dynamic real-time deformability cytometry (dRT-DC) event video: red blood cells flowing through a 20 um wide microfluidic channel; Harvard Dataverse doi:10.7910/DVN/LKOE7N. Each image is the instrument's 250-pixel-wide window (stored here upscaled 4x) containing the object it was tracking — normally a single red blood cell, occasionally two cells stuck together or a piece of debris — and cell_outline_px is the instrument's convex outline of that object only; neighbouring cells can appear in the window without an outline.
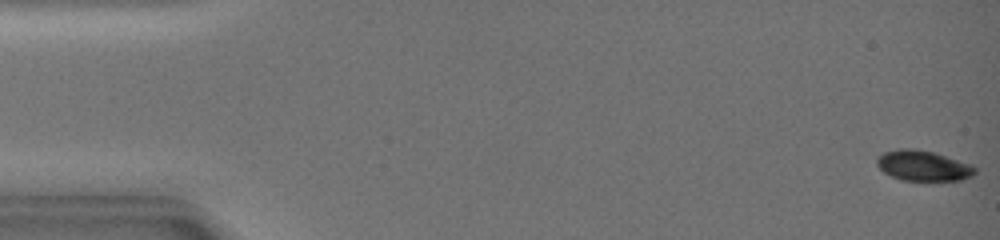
{"species": "common noctule bat (a hibernating species)", "species_latin": "Nyctalus noctula", "temperature_condition": "warm", "stored_images_in_passage": 45, "camera_frame_rate_fps": 3000, "um_per_image_px": 0.085, "animal": {"sex": "female", "body_mass_g": 19.0, "forearm_length_mm": 51.5}, "frame": {"image": 1, "passage_image": 1, "time_ms": 0.0, "image_size_px": [1000, 240], "cell_outline_px": [[976, 172], [972, 176], [960, 180], [900, 180], [884, 172], [876, 164], [876, 160], [884, 152], [900, 148], [912, 148], [936, 152], [972, 164], [976, 168]], "centroid_in_image_um": [78.49, 14.07], "position_along_channel_um": 6.5, "area_um2": 17.46}}
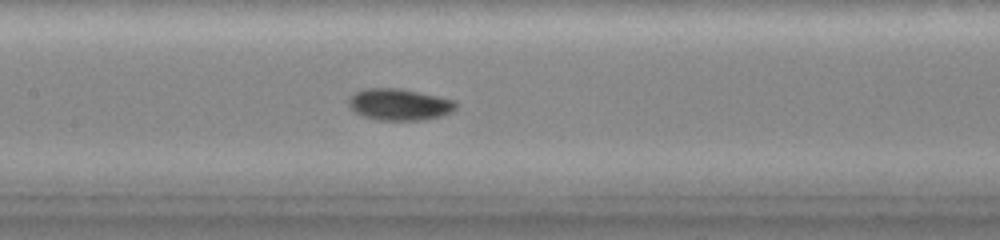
{"frame": {"image": 2, "passage_image": 23, "time_ms": 7.333, "image_size_px": [1000, 240], "cell_outline_px": [[456, 108], [452, 112], [440, 116], [424, 120], [376, 120], [364, 116], [356, 112], [348, 104], [348, 96], [364, 88], [400, 88], [456, 100]], "centroid_in_image_um": [33.94, 8.88], "position_along_channel_um": 173.5, "area_um2": 19.83}}
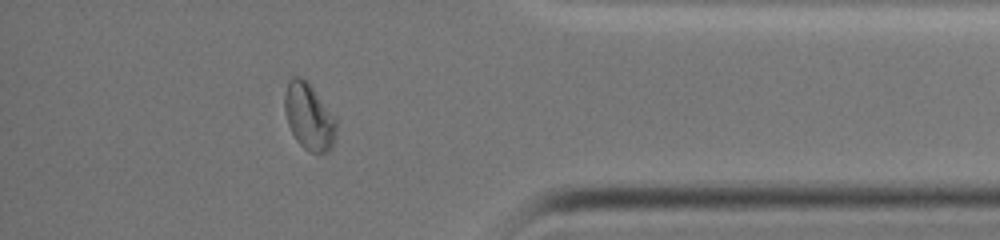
{"frame": {"image": 3, "passage_image": 40, "time_ms": 13.0, "image_size_px": [1000, 240], "cell_outline_px": [[336, 136], [332, 148], [328, 152], [308, 152], [296, 140], [288, 124], [284, 112], [284, 92], [288, 80], [292, 76], [300, 76], [308, 80], [336, 116]], "centroid_in_image_um": [26.27, 9.87], "position_along_channel_um": 408.9, "area_um2": 20.63}, "authors_computed_cell_mechanics": {"area_um2": 18.8428, "velocity_mm_per_s": 4.3771, "shape_relaxation_time_tau1_ms": 3.9998, "shape_relaxation_time_tau2_ms": 2.1958, "deformation_change_tau1": 0.1636, "deformation_change_tau2": 0.0378}}